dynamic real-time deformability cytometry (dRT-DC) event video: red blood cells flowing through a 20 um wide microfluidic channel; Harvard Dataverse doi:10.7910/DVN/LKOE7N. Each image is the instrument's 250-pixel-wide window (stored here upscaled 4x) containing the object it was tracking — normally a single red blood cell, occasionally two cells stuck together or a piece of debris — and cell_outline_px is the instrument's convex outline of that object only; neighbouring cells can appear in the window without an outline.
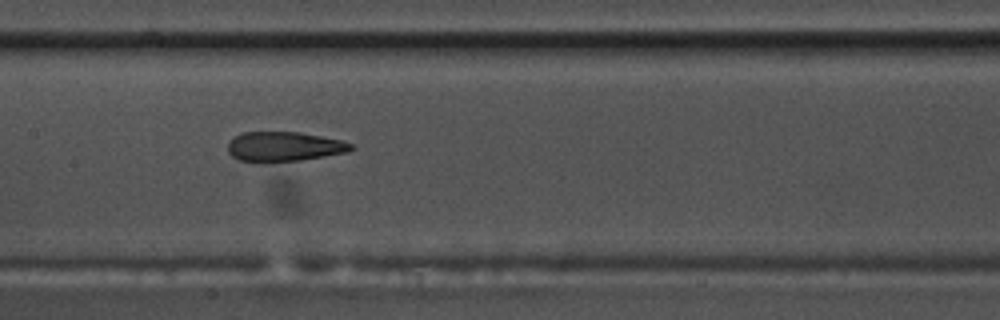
{"species": "common noctule bat (a hibernating species)", "species_latin": "Nyctalus noctula", "temperature_condition": "warm", "stored_images_in_passage": 49, "camera_frame_rate_fps": 3000, "um_per_image_px": 0.085, "animal": {"sex": "male", "body_mass_g": 17.5, "forearm_length_mm": 52.3}, "frame": {"image": 1, "passage_image": 28, "time_ms": 9.0, "image_size_px": [1000, 320], "cell_outline_px": [[356, 148], [348, 152], [300, 160], [240, 160], [232, 156], [228, 152], [228, 144], [236, 136], [244, 132], [300, 132], [340, 140], [352, 144]], "centroid_in_image_um": [24.2, 12.43], "position_along_channel_um": 183.2, "area_um2": 20.63}}
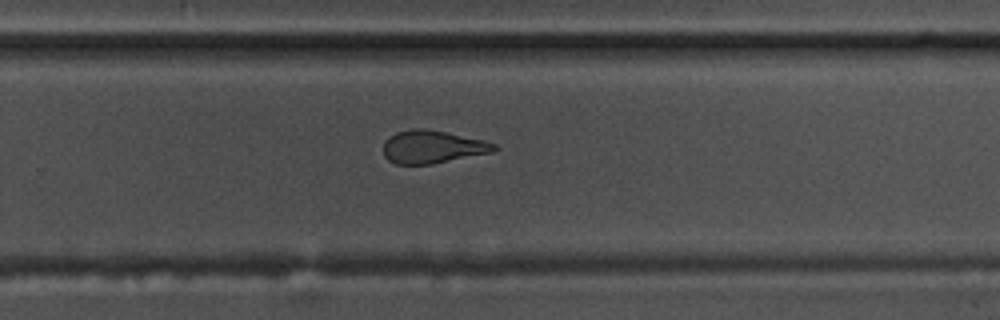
{"frame": {"image": 2, "passage_image": 37, "time_ms": 12.0, "image_size_px": [1000, 320], "cell_outline_px": [[500, 148], [492, 152], [432, 164], [396, 164], [388, 160], [384, 156], [384, 140], [388, 136], [396, 132], [412, 128], [424, 128], [484, 140], [496, 144]], "centroid_in_image_um": [36.74, 12.48], "position_along_channel_um": 293.1, "area_um2": 21.27}}
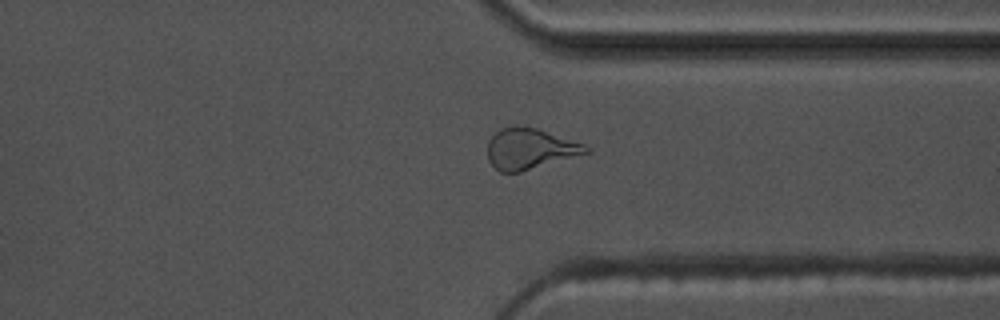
{"frame": {"image": 3, "passage_image": 43, "time_ms": 14.0, "image_size_px": [1000, 320], "cell_outline_px": [[592, 152], [520, 172], [500, 172], [488, 160], [488, 140], [500, 128], [516, 124], [536, 128], [584, 144], [592, 148]], "centroid_in_image_um": [45.05, 12.63], "position_along_channel_um": 366.4, "area_um2": 23.52}}